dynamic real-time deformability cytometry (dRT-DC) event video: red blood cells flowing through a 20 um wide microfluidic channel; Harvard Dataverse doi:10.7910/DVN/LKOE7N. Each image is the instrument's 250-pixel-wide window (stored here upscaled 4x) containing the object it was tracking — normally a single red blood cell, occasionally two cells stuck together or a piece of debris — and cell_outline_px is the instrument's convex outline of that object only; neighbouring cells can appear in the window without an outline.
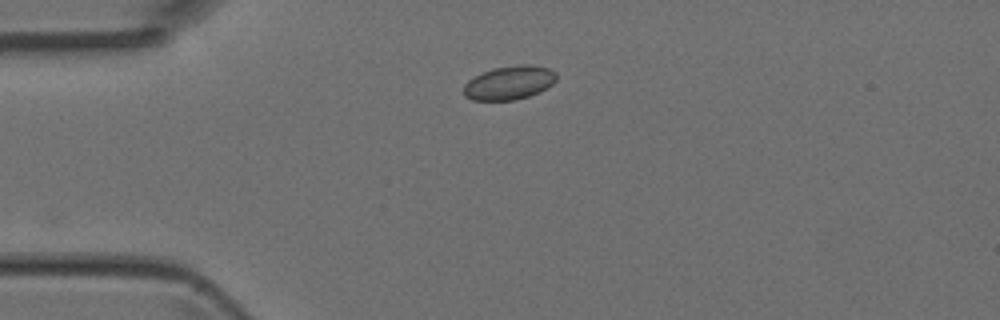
{"species": "Egyptian fruit bat (a non-hibernating species)", "species_latin": "Rousettus aegyptiacus", "temperature_condition": "room temperature", "stored_images_in_passage": 3, "camera_frame_rate_fps": 3000, "um_per_image_px": 0.085, "animal": {"sex": "female"}, "frame": {"image": 1, "passage_image": 1, "time_ms": 0.0, "image_size_px": [1000, 320], "cell_outline_px": [[556, 80], [552, 84], [540, 92], [516, 100], [472, 100], [464, 96], [464, 84], [468, 80], [484, 72], [496, 68], [516, 64], [532, 64], [548, 68], [556, 72]], "centroid_in_image_um": [43.31, 7.03], "position_along_channel_um": 41.7, "area_um2": 18.26}}
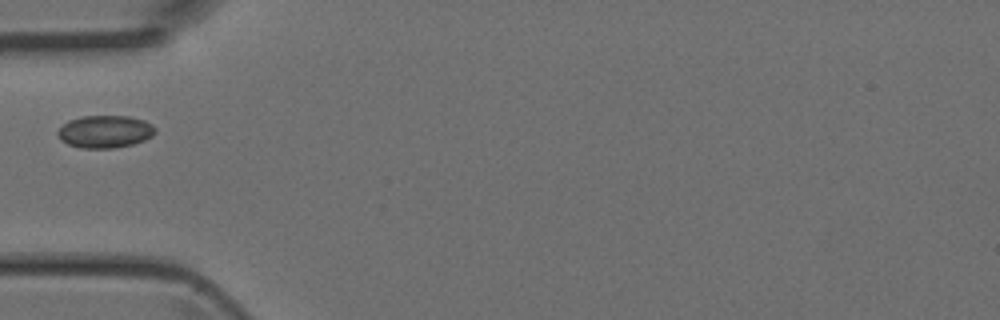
{"frame": {"image": 2, "passage_image": 2, "time_ms": 0.333, "image_size_px": [1000, 320], "cell_outline_px": [[156, 132], [152, 136], [144, 140], [132, 144], [112, 148], [80, 148], [68, 144], [60, 140], [56, 132], [68, 120], [80, 116], [128, 116], [144, 120], [152, 124], [156, 128]], "centroid_in_image_um": [8.92, 11.18], "position_along_channel_um": 76.1, "area_um2": 18.55}}
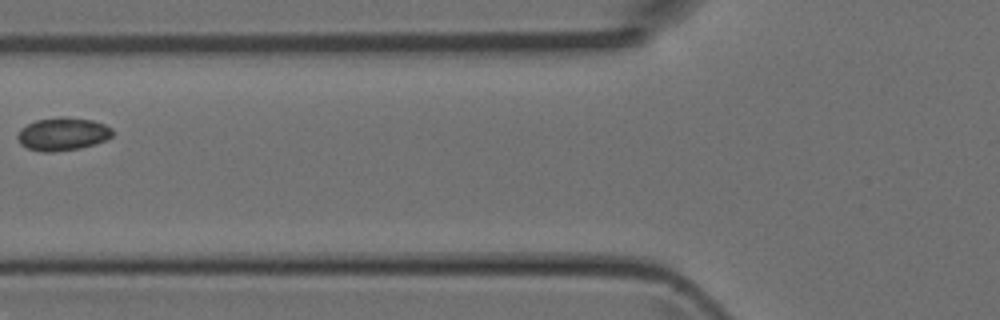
{"frame": {"image": 3, "passage_image": 3, "time_ms": 0.667, "image_size_px": [1000, 320], "cell_outline_px": [[112, 136], [104, 140], [80, 148], [52, 152], [44, 152], [28, 148], [20, 144], [16, 136], [20, 128], [36, 120], [60, 116], [64, 116], [92, 120], [104, 124], [112, 128]], "centroid_in_image_um": [5.29, 11.38], "position_along_channel_um": 120.5, "area_um2": 18.21}}